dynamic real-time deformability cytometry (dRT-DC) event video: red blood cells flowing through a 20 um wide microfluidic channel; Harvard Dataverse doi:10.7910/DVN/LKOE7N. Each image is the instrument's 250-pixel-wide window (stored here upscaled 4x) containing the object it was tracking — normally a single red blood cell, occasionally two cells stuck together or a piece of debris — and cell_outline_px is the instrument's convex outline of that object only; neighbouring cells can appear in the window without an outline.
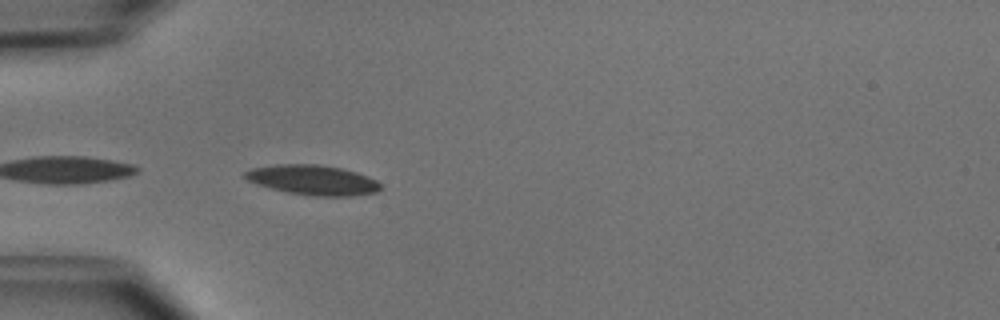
{"species": "common noctule bat (a hibernating species)", "species_latin": "Nyctalus noctula", "temperature_condition": "cold", "stored_images_in_passage": 35, "camera_frame_rate_fps": 3000, "um_per_image_px": 0.085, "animal": {"sex": "male", "body_mass_g": 15.6}, "frame": {"image": 1, "passage_image": 1, "time_ms": 0.0, "image_size_px": [1000, 320], "cell_outline_px": [[384, 188], [376, 192], [352, 196], [316, 196], [288, 192], [272, 188], [248, 180], [240, 176], [244, 172], [252, 168], [276, 164], [320, 164], [340, 168], [356, 172], [368, 176], [376, 180]], "centroid_in_image_um": [26.61, 15.29], "position_along_channel_um": 58.4, "area_um2": 23.58}}
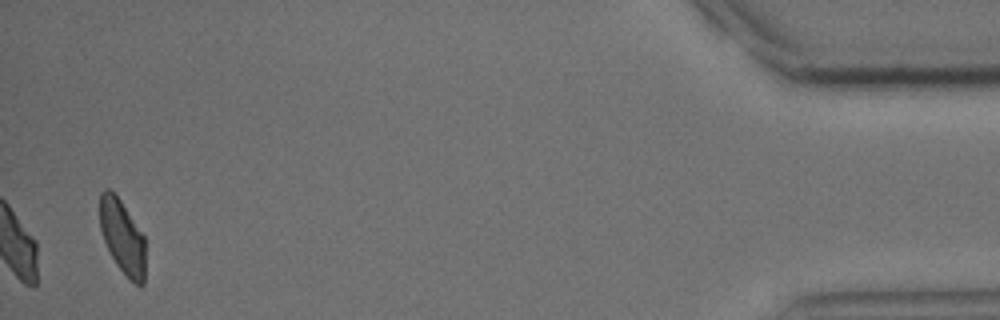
{"frame": {"image": 2, "passage_image": 35, "time_ms": 11.333, "image_size_px": [1000, 320], "cell_outline_px": [[144, 284], [140, 288], [116, 264], [104, 240], [100, 228], [100, 192], [104, 188], [108, 188], [120, 200], [144, 236]], "centroid_in_image_um": [10.39, 20.12], "position_along_channel_um": 424.8, "area_um2": 19.19}, "authors_computed_cell_mechanics": {"area_um2": 21.4438, "velocity_mm_per_s": 3.9553, "shape_relaxation_time_tau1_ms": 2.0008, "shape_relaxation_time_tau2_ms": null, "deformation_change_tau1": 0.0734, "deformation_change_tau2": null}}